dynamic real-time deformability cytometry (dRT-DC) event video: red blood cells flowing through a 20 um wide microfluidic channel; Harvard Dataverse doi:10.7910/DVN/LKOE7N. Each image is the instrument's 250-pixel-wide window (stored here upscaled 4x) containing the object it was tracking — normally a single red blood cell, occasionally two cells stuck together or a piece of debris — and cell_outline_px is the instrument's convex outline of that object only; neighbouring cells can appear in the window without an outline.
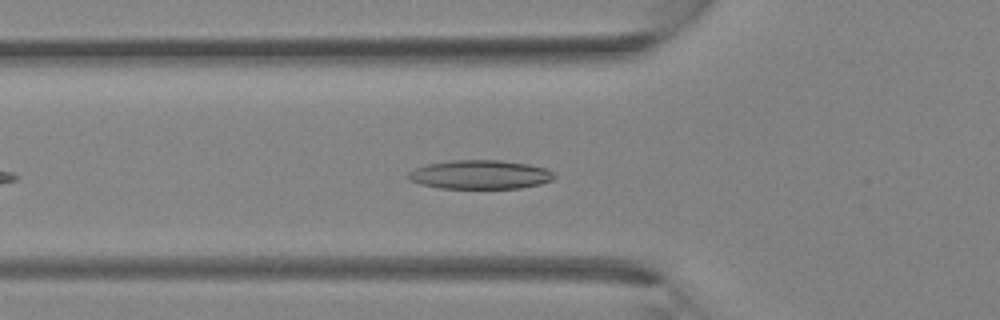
{"species": "Egyptian fruit bat (a non-hibernating species)", "species_latin": "Rousettus aegyptiacus", "temperature_condition": "room temperature", "stored_images_in_passage": 26, "camera_frame_rate_fps": 3000, "um_per_image_px": 0.085, "animal": {"sex": "female"}, "frame": {"image": 1, "passage_image": 4, "time_ms": 1.0, "image_size_px": [1000, 320], "cell_outline_px": [[556, 176], [552, 180], [540, 184], [520, 188], [440, 188], [420, 184], [408, 180], [408, 172], [416, 168], [428, 164], [452, 160], [500, 160], [528, 164], [548, 168]], "centroid_in_image_um": [40.82, 14.84], "position_along_channel_um": 85.0, "area_um2": 24.62}}
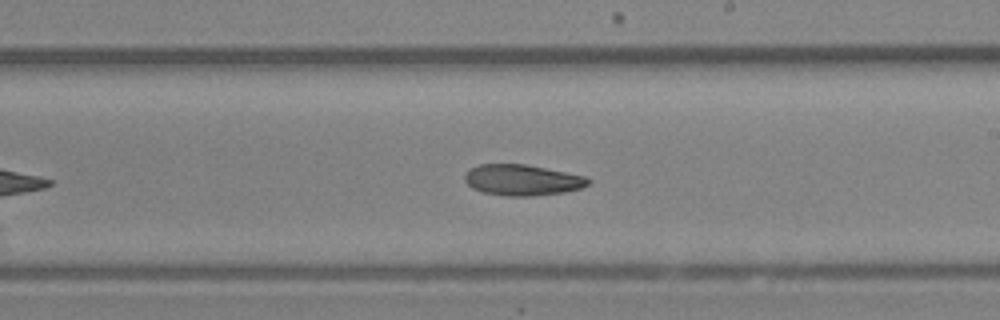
{"frame": {"image": 2, "passage_image": 13, "time_ms": 4.0, "image_size_px": [1000, 320], "cell_outline_px": [[592, 180], [588, 184], [580, 188], [564, 192], [532, 196], [508, 196], [484, 192], [472, 188], [464, 180], [464, 176], [468, 168], [480, 164], [524, 164], [588, 176]], "centroid_in_image_um": [44.39, 15.29], "position_along_channel_um": 244.6, "area_um2": 22.31}}
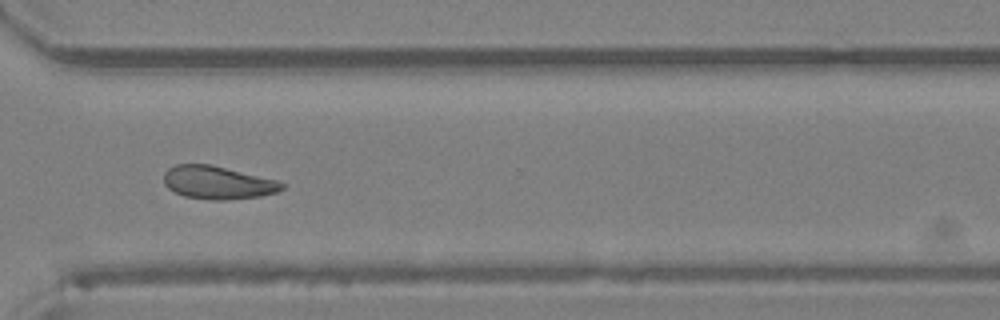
{"frame": {"image": 3, "passage_image": 19, "time_ms": 6.0, "image_size_px": [1000, 320], "cell_outline_px": [[284, 188], [276, 192], [260, 196], [224, 200], [212, 200], [184, 196], [168, 188], [164, 184], [164, 172], [168, 168], [176, 164], [212, 164], [276, 180], [284, 184]], "centroid_in_image_um": [18.48, 15.51], "position_along_channel_um": 352.1, "area_um2": 22.66}}